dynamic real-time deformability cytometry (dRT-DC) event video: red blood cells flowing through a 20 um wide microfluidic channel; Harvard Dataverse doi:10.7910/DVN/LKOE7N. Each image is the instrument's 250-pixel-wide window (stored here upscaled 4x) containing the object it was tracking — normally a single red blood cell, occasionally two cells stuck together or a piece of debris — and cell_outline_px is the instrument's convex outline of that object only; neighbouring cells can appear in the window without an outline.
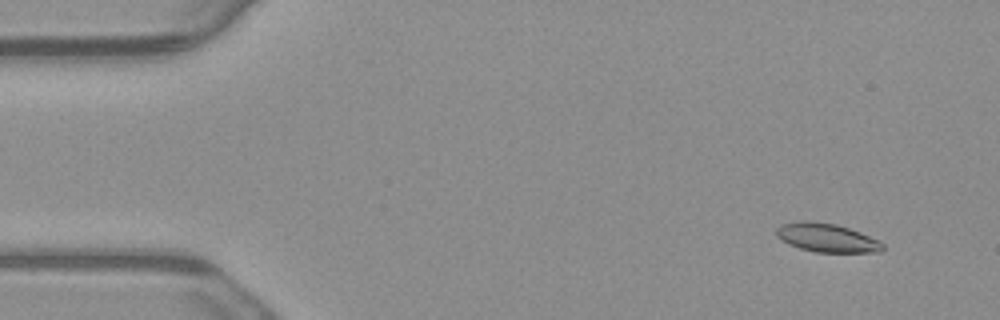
{"species": "common noctule bat (a hibernating species)", "species_latin": "Nyctalus noctula", "temperature_condition": "warm", "stored_images_in_passage": 6, "camera_frame_rate_fps": 3000, "um_per_image_px": 0.085, "animal": {"sex": "male", "body_mass_g": 23.1, "forearm_length_mm": 52.7}, "frame": {"image": 1, "passage_image": 2, "time_ms": 0.333, "image_size_px": [1000, 320], "cell_outline_px": [[884, 248], [880, 252], [816, 252], [800, 248], [788, 244], [776, 236], [776, 228], [780, 224], [800, 220], [804, 220], [836, 224], [860, 232], [884, 244]], "centroid_in_image_um": [70.23, 20.2], "position_along_channel_um": 14.8, "area_um2": 17.69}}